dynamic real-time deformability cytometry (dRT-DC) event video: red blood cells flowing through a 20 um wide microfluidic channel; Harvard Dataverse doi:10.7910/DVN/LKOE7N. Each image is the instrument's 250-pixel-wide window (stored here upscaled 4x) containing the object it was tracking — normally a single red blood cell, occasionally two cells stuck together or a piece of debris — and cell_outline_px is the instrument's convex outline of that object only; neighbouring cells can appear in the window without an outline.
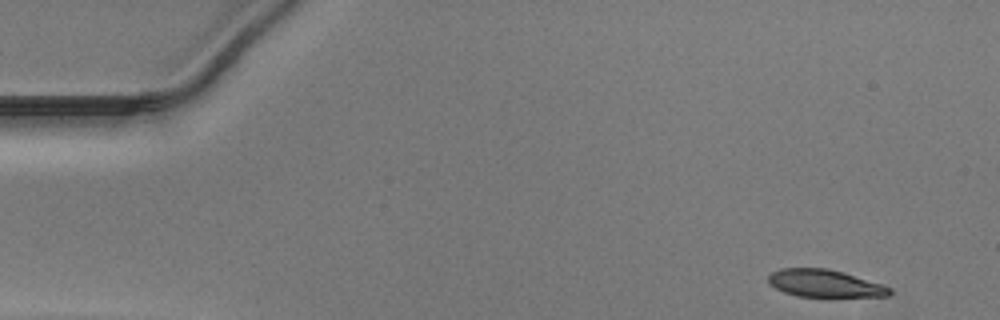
{"species": "Egyptian fruit bat (a non-hibernating species)", "species_latin": "Rousettus aegyptiacus", "temperature_condition": "warm", "stored_images_in_passage": 40, "camera_frame_rate_fps": 3000, "um_per_image_px": 0.085, "animal": {"sex": "male"}, "frame": {"image": 1, "passage_image": 1, "time_ms": 0.0, "image_size_px": [1000, 320], "cell_outline_px": [[892, 292], [888, 296], [796, 296], [784, 292], [768, 284], [768, 276], [772, 272], [780, 268], [828, 268], [844, 272], [884, 284], [892, 288]], "centroid_in_image_um": [70.11, 24.07], "position_along_channel_um": 14.9, "area_um2": 19.48}}
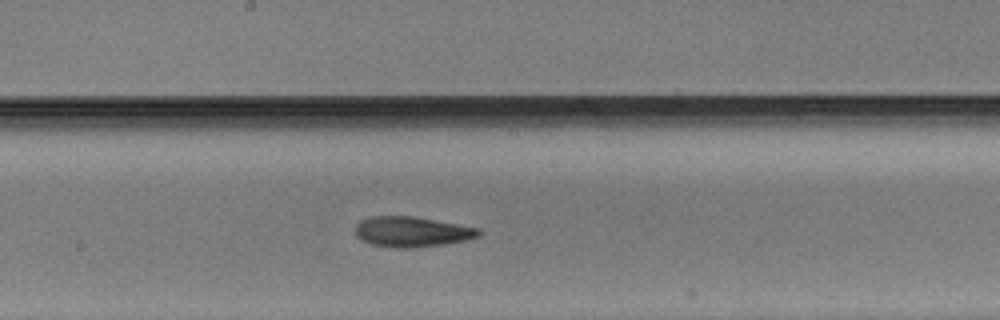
{"frame": {"image": 2, "passage_image": 24, "time_ms": 7.667, "image_size_px": [1000, 320], "cell_outline_px": [[480, 236], [464, 240], [444, 244], [408, 248], [392, 248], [372, 244], [360, 240], [356, 236], [356, 224], [360, 220], [372, 216], [412, 216], [480, 228]], "centroid_in_image_um": [34.97, 19.7], "position_along_channel_um": 213.2, "area_um2": 21.73}}
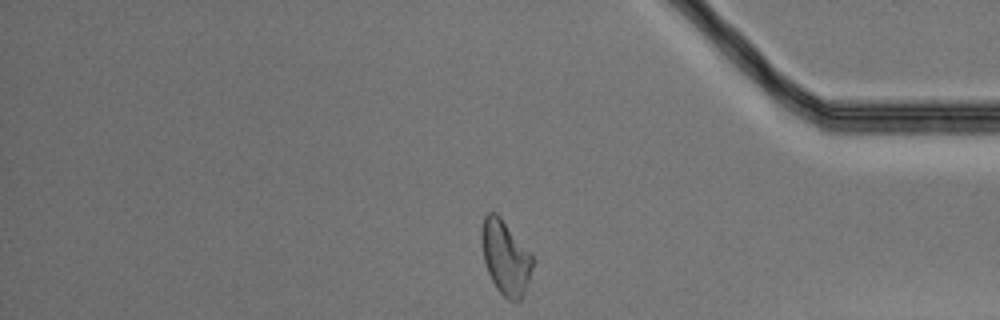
{"frame": {"image": 3, "passage_image": 39, "time_ms": 12.667, "image_size_px": [1000, 320], "cell_outline_px": [[536, 260], [524, 292], [520, 300], [508, 300], [496, 288], [488, 272], [484, 260], [480, 240], [480, 232], [484, 216], [488, 212], [496, 212], [500, 216], [532, 252]], "centroid_in_image_um": [42.98, 21.84], "position_along_channel_um": 392.2, "area_um2": 22.48}}